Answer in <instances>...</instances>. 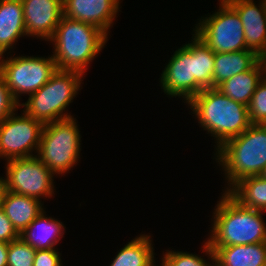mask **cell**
<instances>
[{"label": "cell", "mask_w": 266, "mask_h": 266, "mask_svg": "<svg viewBox=\"0 0 266 266\" xmlns=\"http://www.w3.org/2000/svg\"><path fill=\"white\" fill-rule=\"evenodd\" d=\"M227 193L241 206L266 212V179L249 176L235 183Z\"/></svg>", "instance_id": "21"}, {"label": "cell", "mask_w": 266, "mask_h": 266, "mask_svg": "<svg viewBox=\"0 0 266 266\" xmlns=\"http://www.w3.org/2000/svg\"><path fill=\"white\" fill-rule=\"evenodd\" d=\"M150 235L141 234L117 253L110 266H156Z\"/></svg>", "instance_id": "23"}, {"label": "cell", "mask_w": 266, "mask_h": 266, "mask_svg": "<svg viewBox=\"0 0 266 266\" xmlns=\"http://www.w3.org/2000/svg\"><path fill=\"white\" fill-rule=\"evenodd\" d=\"M58 249L36 250L33 266H63Z\"/></svg>", "instance_id": "28"}, {"label": "cell", "mask_w": 266, "mask_h": 266, "mask_svg": "<svg viewBox=\"0 0 266 266\" xmlns=\"http://www.w3.org/2000/svg\"><path fill=\"white\" fill-rule=\"evenodd\" d=\"M42 205L41 201L35 198L6 191L1 208L16 231L21 234L44 211Z\"/></svg>", "instance_id": "18"}, {"label": "cell", "mask_w": 266, "mask_h": 266, "mask_svg": "<svg viewBox=\"0 0 266 266\" xmlns=\"http://www.w3.org/2000/svg\"><path fill=\"white\" fill-rule=\"evenodd\" d=\"M259 176H261L263 179H266V167L262 170Z\"/></svg>", "instance_id": "34"}, {"label": "cell", "mask_w": 266, "mask_h": 266, "mask_svg": "<svg viewBox=\"0 0 266 266\" xmlns=\"http://www.w3.org/2000/svg\"><path fill=\"white\" fill-rule=\"evenodd\" d=\"M119 4L120 0H63V16L94 25L108 36Z\"/></svg>", "instance_id": "13"}, {"label": "cell", "mask_w": 266, "mask_h": 266, "mask_svg": "<svg viewBox=\"0 0 266 266\" xmlns=\"http://www.w3.org/2000/svg\"><path fill=\"white\" fill-rule=\"evenodd\" d=\"M27 36L49 41L63 17V0H21Z\"/></svg>", "instance_id": "12"}, {"label": "cell", "mask_w": 266, "mask_h": 266, "mask_svg": "<svg viewBox=\"0 0 266 266\" xmlns=\"http://www.w3.org/2000/svg\"><path fill=\"white\" fill-rule=\"evenodd\" d=\"M45 214V210L42 211L20 234V238L35 250L56 249L55 245L65 232L62 222Z\"/></svg>", "instance_id": "16"}, {"label": "cell", "mask_w": 266, "mask_h": 266, "mask_svg": "<svg viewBox=\"0 0 266 266\" xmlns=\"http://www.w3.org/2000/svg\"><path fill=\"white\" fill-rule=\"evenodd\" d=\"M214 155L228 183L225 192L245 177L260 175L266 167V124H251L241 135L226 141Z\"/></svg>", "instance_id": "4"}, {"label": "cell", "mask_w": 266, "mask_h": 266, "mask_svg": "<svg viewBox=\"0 0 266 266\" xmlns=\"http://www.w3.org/2000/svg\"><path fill=\"white\" fill-rule=\"evenodd\" d=\"M187 104L203 130L215 137L216 150L251 125L248 106L232 100L215 87L203 89Z\"/></svg>", "instance_id": "1"}, {"label": "cell", "mask_w": 266, "mask_h": 266, "mask_svg": "<svg viewBox=\"0 0 266 266\" xmlns=\"http://www.w3.org/2000/svg\"><path fill=\"white\" fill-rule=\"evenodd\" d=\"M20 237L4 210L0 208V241L10 243Z\"/></svg>", "instance_id": "29"}, {"label": "cell", "mask_w": 266, "mask_h": 266, "mask_svg": "<svg viewBox=\"0 0 266 266\" xmlns=\"http://www.w3.org/2000/svg\"><path fill=\"white\" fill-rule=\"evenodd\" d=\"M239 15L248 49L258 55L266 48V0H225ZM259 7V8H258Z\"/></svg>", "instance_id": "14"}, {"label": "cell", "mask_w": 266, "mask_h": 266, "mask_svg": "<svg viewBox=\"0 0 266 266\" xmlns=\"http://www.w3.org/2000/svg\"><path fill=\"white\" fill-rule=\"evenodd\" d=\"M258 62L259 55L253 50L215 53L213 87L217 88L238 73L252 69Z\"/></svg>", "instance_id": "19"}, {"label": "cell", "mask_w": 266, "mask_h": 266, "mask_svg": "<svg viewBox=\"0 0 266 266\" xmlns=\"http://www.w3.org/2000/svg\"><path fill=\"white\" fill-rule=\"evenodd\" d=\"M83 76L78 71L57 69L48 82L19 106L24 107L26 115L43 124L71 118V114L65 112V109L81 90Z\"/></svg>", "instance_id": "5"}, {"label": "cell", "mask_w": 266, "mask_h": 266, "mask_svg": "<svg viewBox=\"0 0 266 266\" xmlns=\"http://www.w3.org/2000/svg\"><path fill=\"white\" fill-rule=\"evenodd\" d=\"M75 119L44 124L36 156L54 175L67 173L80 158L81 135Z\"/></svg>", "instance_id": "6"}, {"label": "cell", "mask_w": 266, "mask_h": 266, "mask_svg": "<svg viewBox=\"0 0 266 266\" xmlns=\"http://www.w3.org/2000/svg\"><path fill=\"white\" fill-rule=\"evenodd\" d=\"M178 48L161 74V89L188 103L194 97L193 40Z\"/></svg>", "instance_id": "11"}, {"label": "cell", "mask_w": 266, "mask_h": 266, "mask_svg": "<svg viewBox=\"0 0 266 266\" xmlns=\"http://www.w3.org/2000/svg\"><path fill=\"white\" fill-rule=\"evenodd\" d=\"M251 124H266V77L260 81L248 105Z\"/></svg>", "instance_id": "25"}, {"label": "cell", "mask_w": 266, "mask_h": 266, "mask_svg": "<svg viewBox=\"0 0 266 266\" xmlns=\"http://www.w3.org/2000/svg\"><path fill=\"white\" fill-rule=\"evenodd\" d=\"M9 115L0 124V158L7 160L35 156L44 124L24 112Z\"/></svg>", "instance_id": "10"}, {"label": "cell", "mask_w": 266, "mask_h": 266, "mask_svg": "<svg viewBox=\"0 0 266 266\" xmlns=\"http://www.w3.org/2000/svg\"><path fill=\"white\" fill-rule=\"evenodd\" d=\"M36 250L20 237L8 245L7 266H33Z\"/></svg>", "instance_id": "24"}, {"label": "cell", "mask_w": 266, "mask_h": 266, "mask_svg": "<svg viewBox=\"0 0 266 266\" xmlns=\"http://www.w3.org/2000/svg\"><path fill=\"white\" fill-rule=\"evenodd\" d=\"M54 174L35 155L6 163V190L41 200L54 194Z\"/></svg>", "instance_id": "9"}, {"label": "cell", "mask_w": 266, "mask_h": 266, "mask_svg": "<svg viewBox=\"0 0 266 266\" xmlns=\"http://www.w3.org/2000/svg\"><path fill=\"white\" fill-rule=\"evenodd\" d=\"M205 252L206 255H208V260L211 259V266H219L217 263H214V252L212 251V249L210 248V244L208 241L204 242L203 248H202Z\"/></svg>", "instance_id": "31"}, {"label": "cell", "mask_w": 266, "mask_h": 266, "mask_svg": "<svg viewBox=\"0 0 266 266\" xmlns=\"http://www.w3.org/2000/svg\"><path fill=\"white\" fill-rule=\"evenodd\" d=\"M194 96L213 87L215 52L193 34Z\"/></svg>", "instance_id": "22"}, {"label": "cell", "mask_w": 266, "mask_h": 266, "mask_svg": "<svg viewBox=\"0 0 266 266\" xmlns=\"http://www.w3.org/2000/svg\"><path fill=\"white\" fill-rule=\"evenodd\" d=\"M264 78V72L260 62L252 69L222 82L217 89L234 101L248 106L258 84Z\"/></svg>", "instance_id": "20"}, {"label": "cell", "mask_w": 266, "mask_h": 266, "mask_svg": "<svg viewBox=\"0 0 266 266\" xmlns=\"http://www.w3.org/2000/svg\"><path fill=\"white\" fill-rule=\"evenodd\" d=\"M19 107V103L14 99L5 81L0 76V124Z\"/></svg>", "instance_id": "27"}, {"label": "cell", "mask_w": 266, "mask_h": 266, "mask_svg": "<svg viewBox=\"0 0 266 266\" xmlns=\"http://www.w3.org/2000/svg\"><path fill=\"white\" fill-rule=\"evenodd\" d=\"M107 39L96 26L63 16L49 40L54 45L52 56L57 69L85 74L88 64L104 48Z\"/></svg>", "instance_id": "3"}, {"label": "cell", "mask_w": 266, "mask_h": 266, "mask_svg": "<svg viewBox=\"0 0 266 266\" xmlns=\"http://www.w3.org/2000/svg\"><path fill=\"white\" fill-rule=\"evenodd\" d=\"M259 62L266 77V48L259 54Z\"/></svg>", "instance_id": "33"}, {"label": "cell", "mask_w": 266, "mask_h": 266, "mask_svg": "<svg viewBox=\"0 0 266 266\" xmlns=\"http://www.w3.org/2000/svg\"><path fill=\"white\" fill-rule=\"evenodd\" d=\"M0 56V76L14 99L20 104L21 94L29 96L39 90L57 71L53 56ZM3 58V59H2Z\"/></svg>", "instance_id": "8"}, {"label": "cell", "mask_w": 266, "mask_h": 266, "mask_svg": "<svg viewBox=\"0 0 266 266\" xmlns=\"http://www.w3.org/2000/svg\"><path fill=\"white\" fill-rule=\"evenodd\" d=\"M21 0H0V56L26 36Z\"/></svg>", "instance_id": "15"}, {"label": "cell", "mask_w": 266, "mask_h": 266, "mask_svg": "<svg viewBox=\"0 0 266 266\" xmlns=\"http://www.w3.org/2000/svg\"><path fill=\"white\" fill-rule=\"evenodd\" d=\"M193 31L215 53L250 50L241 19L225 0H220L217 12L201 18Z\"/></svg>", "instance_id": "7"}, {"label": "cell", "mask_w": 266, "mask_h": 266, "mask_svg": "<svg viewBox=\"0 0 266 266\" xmlns=\"http://www.w3.org/2000/svg\"><path fill=\"white\" fill-rule=\"evenodd\" d=\"M162 266H211L212 264L207 262L201 256L183 251L167 250L163 254Z\"/></svg>", "instance_id": "26"}, {"label": "cell", "mask_w": 266, "mask_h": 266, "mask_svg": "<svg viewBox=\"0 0 266 266\" xmlns=\"http://www.w3.org/2000/svg\"><path fill=\"white\" fill-rule=\"evenodd\" d=\"M4 177H0V208L2 207V203H3V198L4 195L6 193V182H5V178Z\"/></svg>", "instance_id": "32"}, {"label": "cell", "mask_w": 266, "mask_h": 266, "mask_svg": "<svg viewBox=\"0 0 266 266\" xmlns=\"http://www.w3.org/2000/svg\"><path fill=\"white\" fill-rule=\"evenodd\" d=\"M210 248L219 266H266V242Z\"/></svg>", "instance_id": "17"}, {"label": "cell", "mask_w": 266, "mask_h": 266, "mask_svg": "<svg viewBox=\"0 0 266 266\" xmlns=\"http://www.w3.org/2000/svg\"><path fill=\"white\" fill-rule=\"evenodd\" d=\"M9 243L0 241V266H7Z\"/></svg>", "instance_id": "30"}, {"label": "cell", "mask_w": 266, "mask_h": 266, "mask_svg": "<svg viewBox=\"0 0 266 266\" xmlns=\"http://www.w3.org/2000/svg\"><path fill=\"white\" fill-rule=\"evenodd\" d=\"M213 212L210 247L249 245L266 242L263 211L241 206L224 192Z\"/></svg>", "instance_id": "2"}]
</instances>
